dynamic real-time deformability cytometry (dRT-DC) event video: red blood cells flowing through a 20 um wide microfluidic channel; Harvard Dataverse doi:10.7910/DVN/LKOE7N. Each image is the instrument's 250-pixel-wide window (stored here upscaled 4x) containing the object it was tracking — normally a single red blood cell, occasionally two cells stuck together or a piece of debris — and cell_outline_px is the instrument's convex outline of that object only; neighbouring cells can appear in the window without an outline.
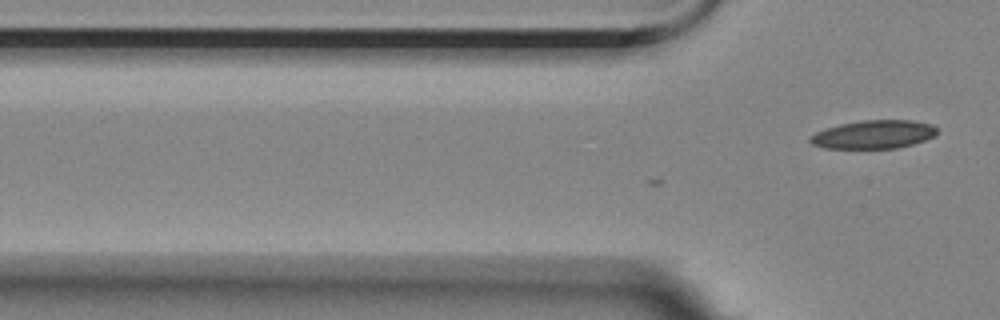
{"species": "Egyptian fruit bat (a non-hibernating species)", "species_latin": "Rousettus aegyptiacus", "temperature_condition": "room temperature", "stored_images_in_passage": 4, "camera_frame_rate_fps": 3000, "um_per_image_px": 0.085, "animal": {"sex": "female"}, "frame": {"image": 1, "passage_image": 4, "time_ms": 1.0, "image_size_px": [1000, 320], "cell_outline_px": [[936, 136], [912, 144], [896, 148], [824, 148], [812, 144], [808, 140], [816, 132], [824, 128], [840, 124], [860, 120], [912, 120], [932, 124], [936, 128]], "centroid_in_image_um": [74.25, 11.42], "position_along_channel_um": 51.5, "area_um2": 20.98}}